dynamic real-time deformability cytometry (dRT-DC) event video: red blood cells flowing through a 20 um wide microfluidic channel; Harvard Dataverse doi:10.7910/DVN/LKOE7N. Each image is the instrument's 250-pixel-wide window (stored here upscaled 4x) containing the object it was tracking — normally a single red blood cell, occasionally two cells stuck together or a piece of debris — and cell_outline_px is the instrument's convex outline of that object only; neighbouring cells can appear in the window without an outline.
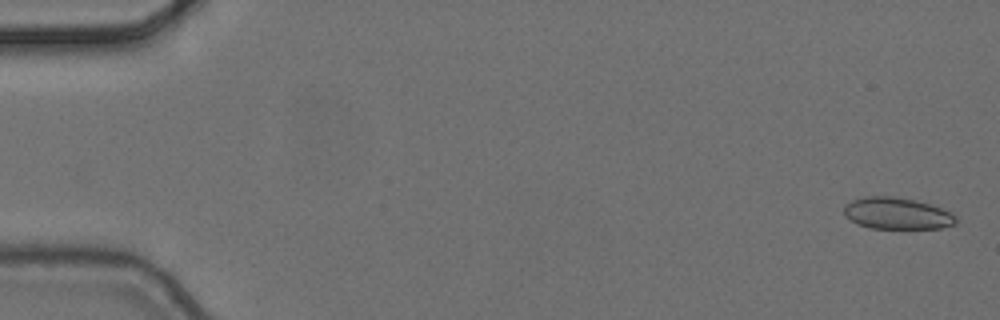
{"species": "common noctule bat (a hibernating species)", "species_latin": "Nyctalus noctula", "temperature_condition": "cold", "stored_images_in_passage": 5, "camera_frame_rate_fps": 3000, "um_per_image_px": 0.085, "animal": {"sex": "female", "body_mass_g": 24.6, "forearm_length_mm": 56.2}, "frame": {"image": 1, "passage_image": 1, "time_ms": 0.0, "image_size_px": [1000, 320], "cell_outline_px": [[956, 224], [940, 228], [872, 228], [860, 224], [844, 216], [844, 204], [852, 200], [864, 196], [892, 196], [916, 200], [952, 212], [956, 216]], "centroid_in_image_um": [76.24, 18.13], "position_along_channel_um": 8.8, "area_um2": 20.58}}